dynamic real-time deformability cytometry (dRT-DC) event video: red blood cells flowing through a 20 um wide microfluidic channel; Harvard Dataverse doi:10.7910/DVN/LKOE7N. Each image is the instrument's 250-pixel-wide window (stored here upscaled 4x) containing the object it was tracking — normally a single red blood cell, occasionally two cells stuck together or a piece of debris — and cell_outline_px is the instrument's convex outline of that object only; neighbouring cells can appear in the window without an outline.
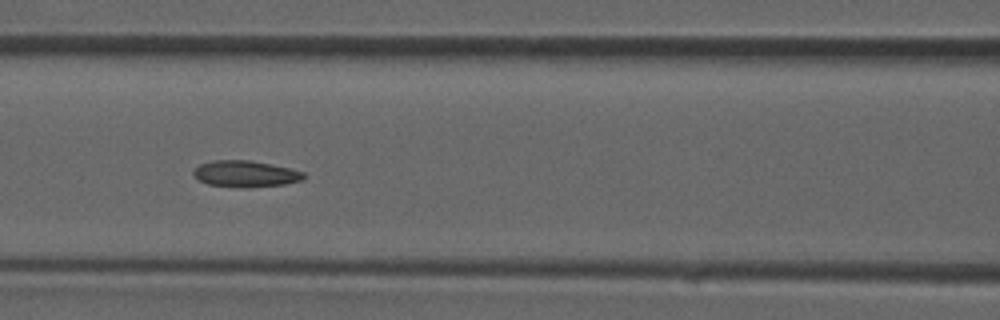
{"species": "common noctule bat (a hibernating species)", "species_latin": "Nyctalus noctula", "temperature_condition": "room temperature", "stored_images_in_passage": 41, "camera_frame_rate_fps": 3000, "um_per_image_px": 0.085, "animal": {"sex": "male", "forearm_length_mm": 52.5}, "frame": {"image": 1, "passage_image": 18, "time_ms": 5.667, "image_size_px": [1000, 320], "cell_outline_px": [[304, 180], [284, 184], [244, 188], [208, 184], [200, 180], [192, 172], [200, 164], [212, 160], [248, 160], [272, 164], [304, 172]], "centroid_in_image_um": [20.88, 14.77], "position_along_channel_um": 145.7, "area_um2": 16.82}}